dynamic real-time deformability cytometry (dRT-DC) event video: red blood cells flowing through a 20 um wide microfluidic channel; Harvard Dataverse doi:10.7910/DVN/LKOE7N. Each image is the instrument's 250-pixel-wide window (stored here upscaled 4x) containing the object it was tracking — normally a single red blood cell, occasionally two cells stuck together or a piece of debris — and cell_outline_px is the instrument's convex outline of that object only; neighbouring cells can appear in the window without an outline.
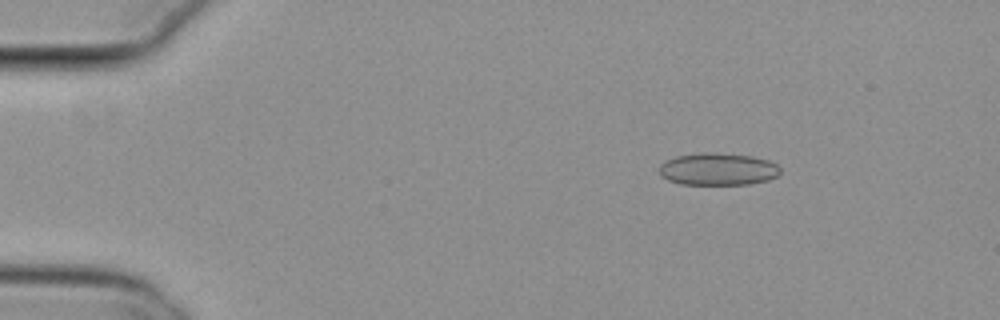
{"species": "common noctule bat (a hibernating species)", "species_latin": "Nyctalus noctula", "temperature_condition": "cold", "stored_images_in_passage": 49, "camera_frame_rate_fps": 3000, "um_per_image_px": 0.085, "animal": {"sex": "female", "body_mass_g": 29.2, "forearm_length_mm": 56.3}, "frame": {"image": 1, "passage_image": 3, "time_ms": 0.667, "image_size_px": [1000, 320], "cell_outline_px": [[780, 172], [776, 176], [768, 180], [748, 184], [680, 184], [668, 180], [660, 176], [660, 164], [664, 160], [676, 156], [700, 152], [716, 152], [752, 156], [768, 160], [776, 164], [780, 168]], "centroid_in_image_um": [60.99, 14.36], "position_along_channel_um": 24.0, "area_um2": 22.95}}
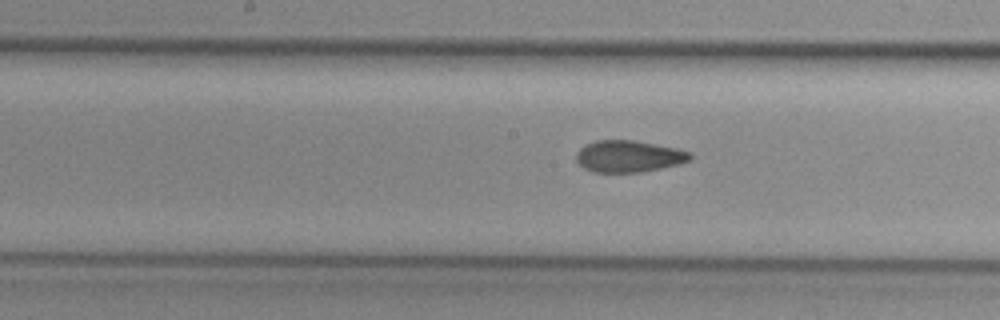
{"frame": {"image": 2, "passage_image": 23, "time_ms": 7.333, "image_size_px": [1000, 320], "cell_outline_px": [[692, 156], [688, 160], [680, 164], [640, 172], [592, 172], [584, 168], [576, 160], [576, 152], [584, 144], [596, 140], [632, 140], [676, 148], [688, 152]], "centroid_in_image_um": [53.38, 13.28], "position_along_channel_um": 194.8, "area_um2": 20.92}}
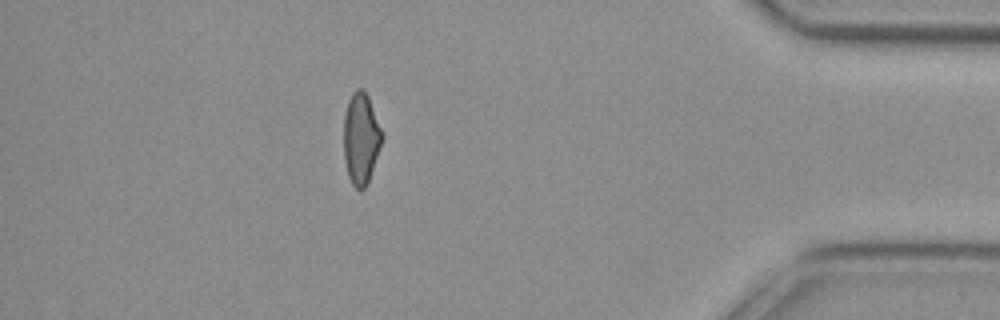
{"frame": {"image": 3, "passage_image": 43, "time_ms": 14.0, "image_size_px": [1000, 320], "cell_outline_px": [[384, 136], [368, 180], [364, 188], [356, 188], [352, 184], [348, 176], [344, 160], [344, 112], [348, 100], [352, 92], [356, 88], [364, 88], [368, 96]], "centroid_in_image_um": [30.66, 11.71], "position_along_channel_um": 404.5, "area_um2": 20.29}, "authors_computed_cell_mechanics": {"area_um2": 21.5016, "velocity_mm_per_s": 3.8027, "shape_relaxation_time_tau1_ms": null, "shape_relaxation_time_tau2_ms": 2.4984, "deformation_change_tau1": null, "deformation_change_tau2": 0.092}}